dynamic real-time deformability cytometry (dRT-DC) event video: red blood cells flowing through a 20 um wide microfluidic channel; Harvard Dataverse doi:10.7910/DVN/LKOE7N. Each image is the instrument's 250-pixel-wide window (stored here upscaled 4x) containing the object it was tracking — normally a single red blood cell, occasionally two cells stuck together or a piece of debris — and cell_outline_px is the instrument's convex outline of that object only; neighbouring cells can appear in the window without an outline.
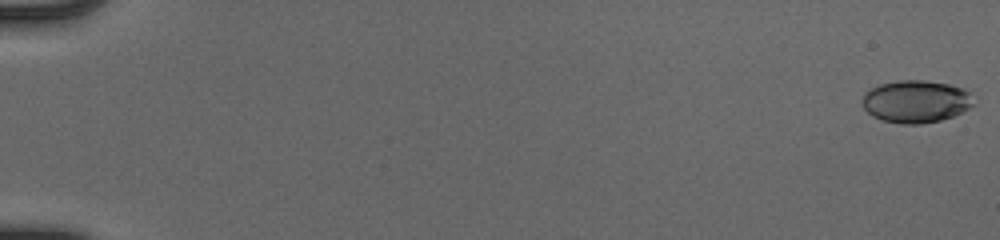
{"species": "human", "species_latin": "Homo sapiens", "temperature_condition": "cold", "stored_images_in_passage": 52, "camera_frame_rate_fps": 3000, "um_per_image_px": 0.085, "donor": {"sex": "male"}, "frame": {"image": 1, "passage_image": 1, "time_ms": 0.0, "image_size_px": [1000, 240], "cell_outline_px": [[976, 104], [952, 116], [940, 120], [920, 124], [904, 124], [884, 120], [872, 116], [864, 108], [864, 92], [880, 84], [896, 80], [924, 80], [948, 84], [964, 88], [972, 92]], "centroid_in_image_um": [77.9, 8.61], "position_along_channel_um": 7.1, "area_um2": 27.57}}
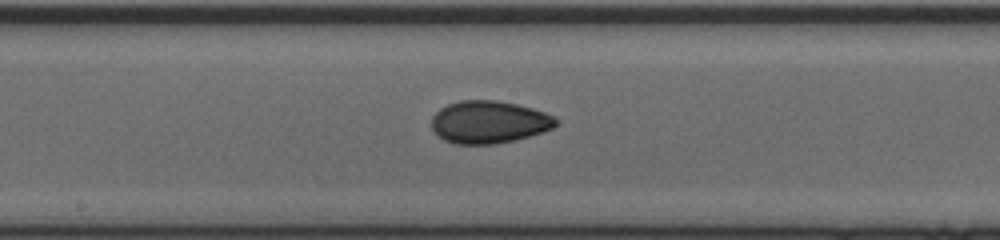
{"frame": {"image": 2, "passage_image": 30, "time_ms": 9.667, "image_size_px": [1000, 240], "cell_outline_px": [[560, 124], [544, 132], [496, 144], [456, 144], [444, 140], [436, 136], [432, 128], [432, 116], [440, 108], [448, 104], [460, 100], [496, 100], [516, 104], [532, 108], [544, 112], [560, 120]], "centroid_in_image_um": [41.56, 10.37], "position_along_channel_um": 206.6, "area_um2": 30.98}}
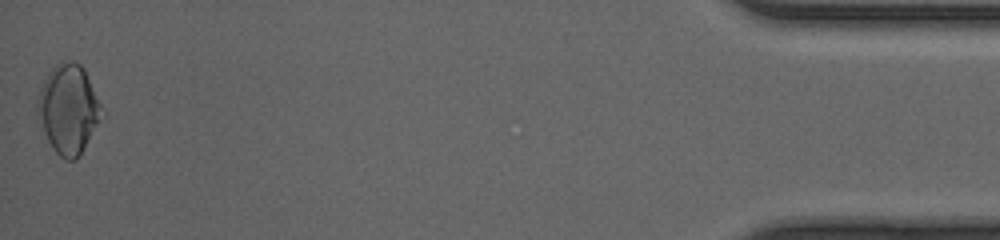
{"frame": {"image": 3, "passage_image": 52, "time_ms": 17.0, "image_size_px": [1000, 240], "cell_outline_px": [[104, 116], [80, 152], [72, 160], [68, 160], [60, 156], [52, 148], [36, 116], [36, 108], [40, 88], [48, 72], [60, 60], [72, 60], [80, 64], [84, 68], [100, 104]], "centroid_in_image_um": [5.79, 9.22], "position_along_channel_um": 429.4, "area_um2": 33.06}, "authors_computed_cell_mechanics": {"area_um2": 29.478, "velocity_mm_per_s": 4.1562, "shape_relaxation_time_tau1_ms": 4.4523, "shape_relaxation_time_tau2_ms": 2.1471, "deformation_change_tau1": 0.128, "deformation_change_tau2": 0.0589}}